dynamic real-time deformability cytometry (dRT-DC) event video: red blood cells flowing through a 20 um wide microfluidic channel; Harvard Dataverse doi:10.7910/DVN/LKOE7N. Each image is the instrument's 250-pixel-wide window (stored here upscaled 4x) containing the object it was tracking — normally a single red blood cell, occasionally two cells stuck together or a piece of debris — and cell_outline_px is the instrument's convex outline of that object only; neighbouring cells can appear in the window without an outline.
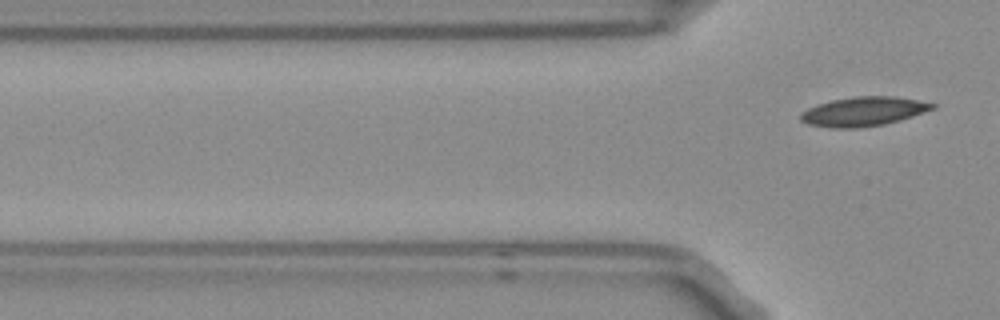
{"species": "Egyptian fruit bat (a non-hibernating species)", "species_latin": "Rousettus aegyptiacus", "temperature_condition": "room temperature", "stored_images_in_passage": 5, "camera_frame_rate_fps": 3000, "um_per_image_px": 0.085, "frame": {"image": 1, "passage_image": 5, "time_ms": 1.333, "image_size_px": [1000, 320], "cell_outline_px": [[936, 108], [900, 120], [884, 124], [860, 128], [832, 128], [808, 124], [800, 120], [800, 112], [808, 108], [832, 100], [856, 96], [896, 96], [936, 104]], "centroid_in_image_um": [73.39, 9.48], "position_along_channel_um": 52.4, "area_um2": 22.37}}